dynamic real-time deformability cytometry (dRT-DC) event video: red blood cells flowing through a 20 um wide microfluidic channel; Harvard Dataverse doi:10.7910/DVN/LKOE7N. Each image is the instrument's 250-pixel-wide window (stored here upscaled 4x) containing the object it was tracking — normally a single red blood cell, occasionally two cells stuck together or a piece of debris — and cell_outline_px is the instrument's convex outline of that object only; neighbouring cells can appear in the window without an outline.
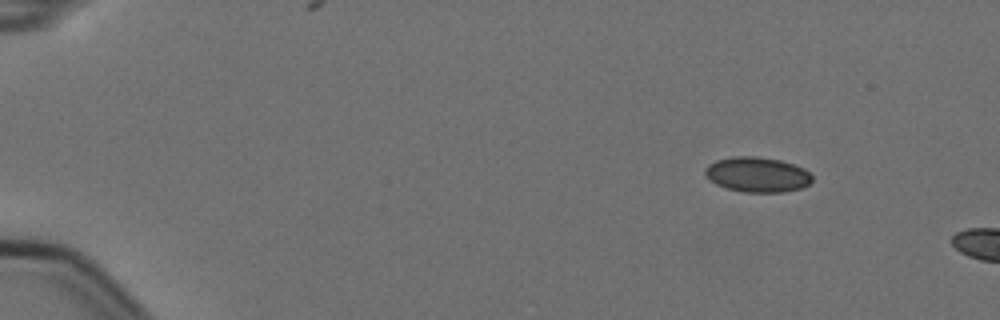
{"species": "Egyptian fruit bat (a non-hibernating species)", "species_latin": "Rousettus aegyptiacus", "temperature_condition": "cold", "stored_images_in_passage": 3, "camera_frame_rate_fps": 3000, "um_per_image_px": 0.085, "animal": {"sex": "female"}, "frame": {"image": 1, "passage_image": 1, "time_ms": 0.0, "image_size_px": [1000, 320], "cell_outline_px": [[812, 180], [808, 184], [800, 188], [784, 192], [744, 192], [724, 188], [716, 184], [704, 172], [704, 168], [708, 164], [716, 160], [732, 156], [756, 156], [780, 160], [804, 168], [812, 176]], "centroid_in_image_um": [64.35, 14.83], "position_along_channel_um": 20.7, "area_um2": 21.85}}